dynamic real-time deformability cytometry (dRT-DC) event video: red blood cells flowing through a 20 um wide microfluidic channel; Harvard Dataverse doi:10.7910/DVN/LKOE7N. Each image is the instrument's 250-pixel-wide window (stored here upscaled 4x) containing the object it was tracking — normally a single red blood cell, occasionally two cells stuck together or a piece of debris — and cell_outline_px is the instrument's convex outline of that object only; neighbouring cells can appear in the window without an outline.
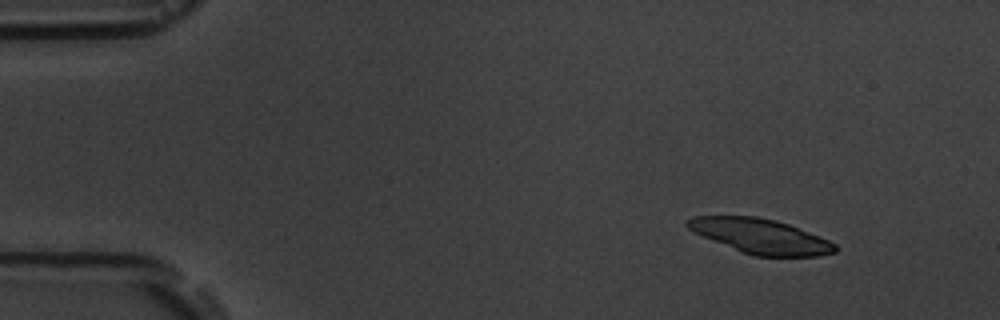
{"species": "common noctule bat (a hibernating species)", "species_latin": "Nyctalus noctula", "temperature_condition": "room temperature", "stored_images_in_passage": 5, "camera_frame_rate_fps": 3000, "um_per_image_px": 0.085, "animal": {"sex": "male", "body_mass_g": 19.5, "forearm_length_mm": 54.6}, "frame": {"image": 1, "passage_image": 2, "time_ms": 1.0, "image_size_px": [1000, 320], "cell_outline_px": [[836, 252], [820, 256], [752, 256], [740, 252], [692, 232], [684, 224], [692, 216], [756, 216], [776, 220], [788, 224], [820, 236], [836, 244]], "centroid_in_image_um": [64.62, 20.08], "position_along_channel_um": 20.4, "area_um2": 30.0}}